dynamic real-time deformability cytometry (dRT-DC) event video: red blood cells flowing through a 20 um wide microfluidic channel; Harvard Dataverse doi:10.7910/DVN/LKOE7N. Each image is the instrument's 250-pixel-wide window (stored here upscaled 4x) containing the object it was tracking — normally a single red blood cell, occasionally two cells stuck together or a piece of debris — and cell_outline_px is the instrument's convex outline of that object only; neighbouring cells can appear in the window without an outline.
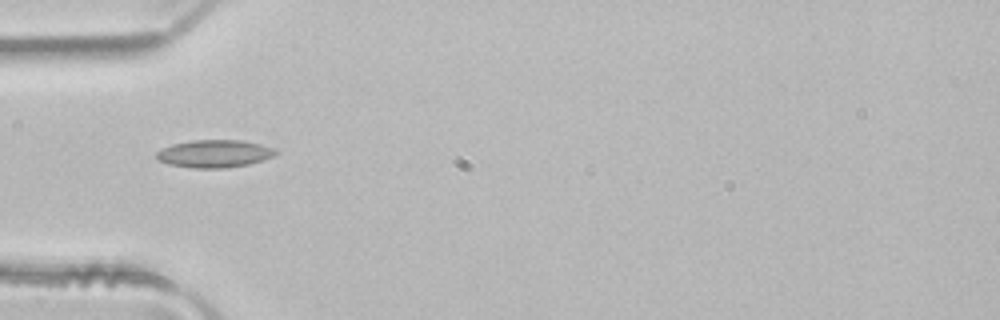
{"species": "common noctule bat (a hibernating species)", "species_latin": "Nyctalus noctula", "temperature_condition": "room temperature", "stored_images_in_passage": 1, "camera_frame_rate_fps": 3000, "um_per_image_px": 0.085, "animal": {"sex": "male", "body_mass_g": 21.5, "forearm_length_mm": 52.0}, "frame": {"image": 1, "passage_image": 1, "time_ms": 0.0, "image_size_px": [1000, 320], "cell_outline_px": [[280, 152], [276, 156], [264, 160], [248, 164], [224, 168], [192, 168], [168, 164], [160, 160], [156, 156], [156, 152], [172, 144], [192, 140], [244, 140], [260, 144], [272, 148]], "centroid_in_image_um": [18.27, 13.06], "position_along_channel_um": 66.7, "area_um2": 19.25}}